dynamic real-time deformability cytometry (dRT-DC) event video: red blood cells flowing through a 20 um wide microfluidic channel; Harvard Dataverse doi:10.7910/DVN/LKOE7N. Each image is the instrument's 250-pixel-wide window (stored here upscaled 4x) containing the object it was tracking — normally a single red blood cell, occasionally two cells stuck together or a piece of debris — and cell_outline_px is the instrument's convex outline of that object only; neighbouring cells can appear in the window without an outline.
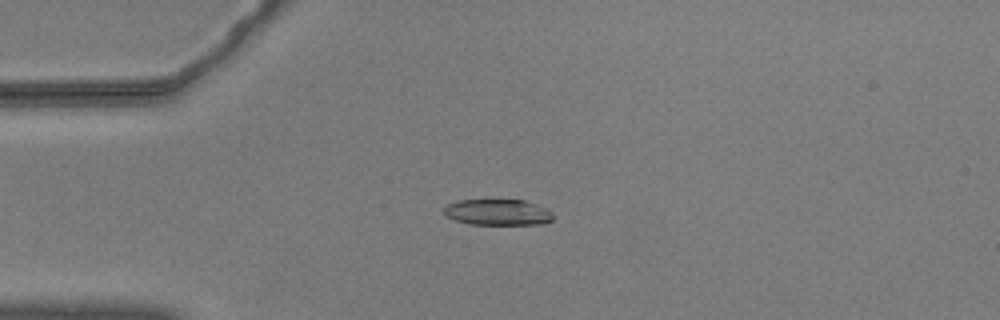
{"species": "common noctule bat (a hibernating species)", "species_latin": "Nyctalus noctula", "temperature_condition": "warm", "stored_images_in_passage": 26, "camera_frame_rate_fps": 3000, "um_per_image_px": 0.085, "animal": {"sex": "male", "body_mass_g": 20.5, "forearm_length_mm": 52.5}, "frame": {"image": 1, "passage_image": 10, "time_ms": 3.0, "image_size_px": [1000, 320], "cell_outline_px": [[552, 220], [544, 224], [468, 224], [444, 216], [444, 208], [448, 204], [460, 200], [524, 200], [548, 208], [552, 212]], "centroid_in_image_um": [42.32, 18.04], "position_along_channel_um": 42.7, "area_um2": 16.59}}
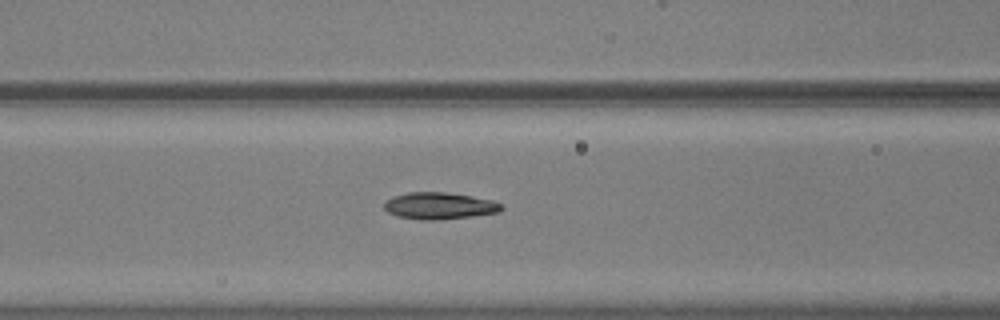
{"frame": {"image": 2, "passage_image": 19, "time_ms": 6.0, "image_size_px": [1000, 320], "cell_outline_px": [[504, 208], [500, 212], [472, 216], [440, 220], [424, 220], [396, 216], [388, 212], [384, 208], [384, 204], [392, 196], [408, 192], [444, 192], [472, 196], [492, 200], [500, 204]], "centroid_in_image_um": [37.34, 17.5], "position_along_channel_um": 129.3, "area_um2": 18.32}}
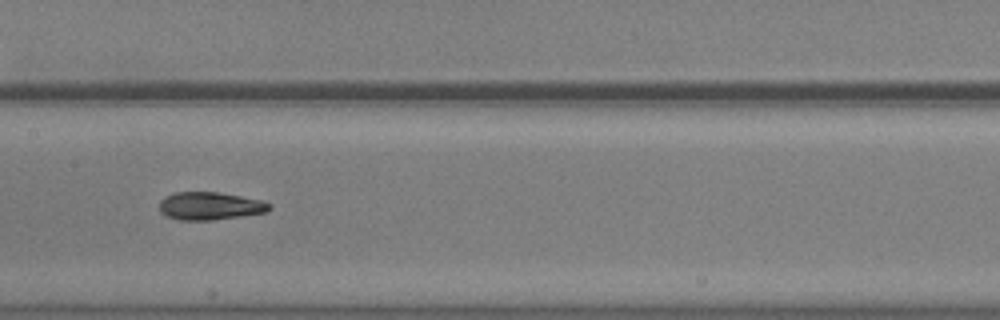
{"frame": {"image": 3, "passage_image": 24, "time_ms": 7.667, "image_size_px": [1000, 320], "cell_outline_px": [[272, 208], [268, 212], [212, 220], [180, 220], [168, 216], [160, 212], [160, 200], [164, 196], [176, 192], [216, 192], [240, 196], [260, 200], [272, 204]], "centroid_in_image_um": [17.86, 17.5], "position_along_channel_um": 189.5, "area_um2": 17.8}}